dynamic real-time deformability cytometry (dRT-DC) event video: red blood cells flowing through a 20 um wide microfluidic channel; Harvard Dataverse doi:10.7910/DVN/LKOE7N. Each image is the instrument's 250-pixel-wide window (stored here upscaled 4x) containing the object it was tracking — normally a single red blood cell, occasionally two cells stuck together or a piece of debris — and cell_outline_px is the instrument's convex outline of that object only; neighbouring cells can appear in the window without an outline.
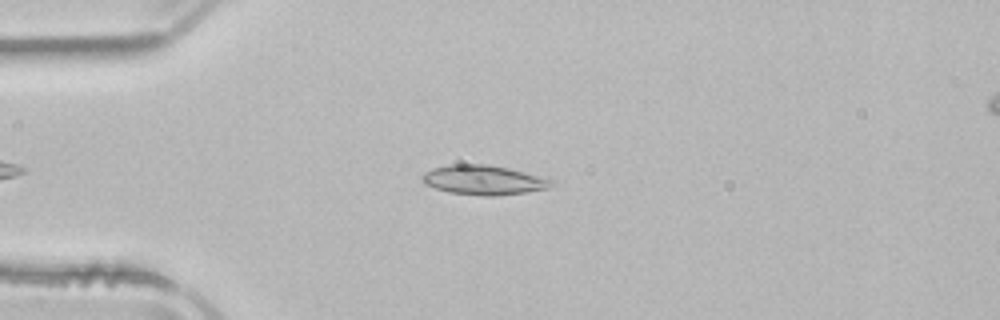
{"species": "common noctule bat (a hibernating species)", "species_latin": "Nyctalus noctula", "temperature_condition": "room temperature", "stored_images_in_passage": 44, "camera_frame_rate_fps": 3000, "um_per_image_px": 0.085, "animal": {"sex": "male", "body_mass_g": 21.5, "forearm_length_mm": 52.0}, "frame": {"image": 1, "passage_image": 12, "time_ms": 3.667, "image_size_px": [1000, 320], "cell_outline_px": [[556, 184], [548, 188], [524, 192], [492, 196], [484, 196], [448, 192], [424, 184], [420, 180], [420, 176], [424, 172], [448, 164], [484, 164], [508, 168], [548, 176], [556, 180]], "centroid_in_image_um": [41.17, 15.29], "position_along_channel_um": 43.8, "area_um2": 22.6}}
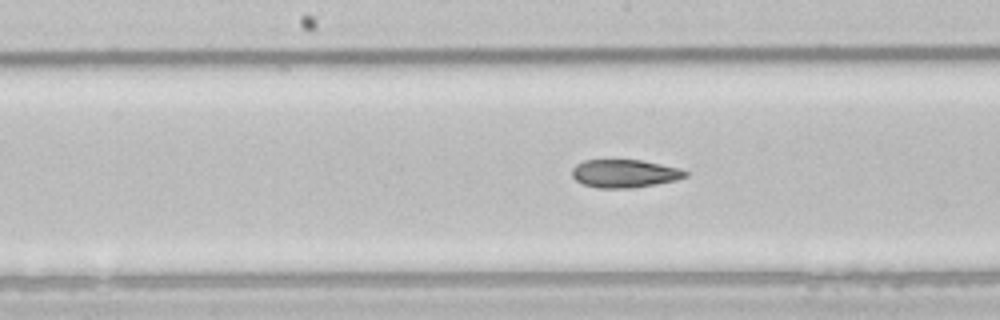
{"frame": {"image": 2, "passage_image": 25, "time_ms": 8.0, "image_size_px": [1000, 320], "cell_outline_px": [[688, 176], [676, 180], [632, 188], [596, 188], [584, 184], [576, 180], [572, 176], [572, 168], [576, 164], [584, 160], [640, 160], [680, 168], [688, 172]], "centroid_in_image_um": [53.08, 14.75], "position_along_channel_um": 195.1, "area_um2": 18.5}}
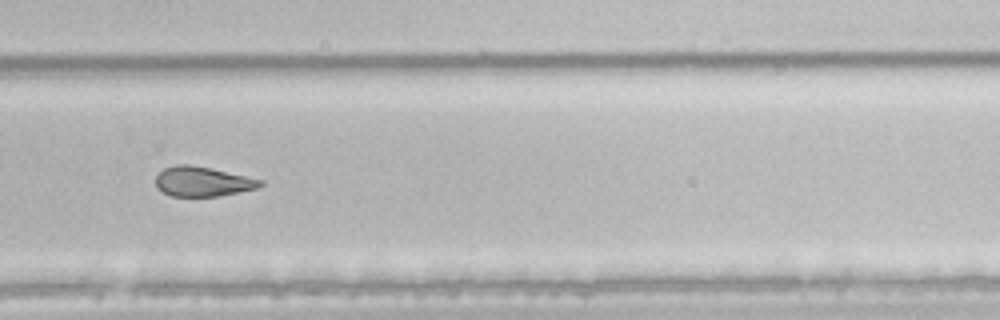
{"frame": {"image": 3, "passage_image": 34, "time_ms": 11.0, "image_size_px": [1000, 320], "cell_outline_px": [[264, 184], [256, 188], [216, 196], [172, 196], [164, 192], [156, 184], [156, 176], [164, 168], [176, 164], [188, 164], [208, 168], [264, 180]], "centroid_in_image_um": [17.21, 15.42], "position_along_channel_um": 312.6, "area_um2": 17.69}, "authors_computed_cell_mechanics": {"area_um2": 20.2011, "velocity_mm_per_s": 3.9403, "shape_relaxation_time_tau1_ms": 9.4403, "shape_relaxation_time_tau2_ms": 4.3659, "deformation_change_tau1": 0.1788, "deformation_change_tau2": 0.1139}}